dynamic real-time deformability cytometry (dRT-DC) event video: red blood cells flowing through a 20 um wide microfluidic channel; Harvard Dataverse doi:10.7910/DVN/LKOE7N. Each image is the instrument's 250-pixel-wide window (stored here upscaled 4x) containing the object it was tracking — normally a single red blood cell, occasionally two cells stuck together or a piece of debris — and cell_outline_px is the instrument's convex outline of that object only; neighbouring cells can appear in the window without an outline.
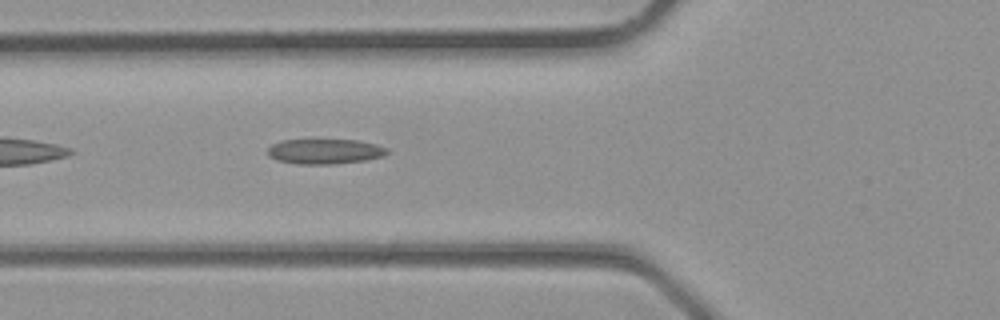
{"species": "common noctule bat (a hibernating species)", "species_latin": "Nyctalus noctula", "temperature_condition": "room temperature", "stored_images_in_passage": 22, "camera_frame_rate_fps": 3000, "um_per_image_px": 0.085, "animal": {"sex": "male", "body_mass_g": 23.1, "forearm_length_mm": 52.7}, "frame": {"image": 1, "passage_image": 2, "time_ms": 0.333, "image_size_px": [1000, 320], "cell_outline_px": [[388, 152], [384, 156], [368, 160], [336, 164], [296, 164], [276, 160], [268, 156], [268, 148], [272, 144], [280, 140], [356, 140], [376, 144], [388, 148]], "centroid_in_image_um": [27.61, 12.88], "position_along_channel_um": 98.2, "area_um2": 17.63}}
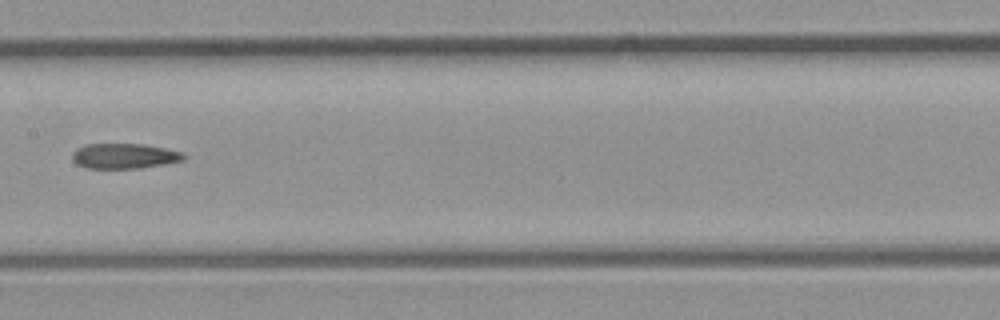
{"frame": {"image": 2, "passage_image": 7, "time_ms": 2.0, "image_size_px": [1000, 320], "cell_outline_px": [[188, 156], [184, 160], [164, 164], [140, 168], [88, 168], [76, 164], [72, 160], [72, 152], [76, 148], [84, 144], [144, 144], [184, 152]], "centroid_in_image_um": [10.57, 13.25], "position_along_channel_um": 196.8, "area_um2": 16.53}}
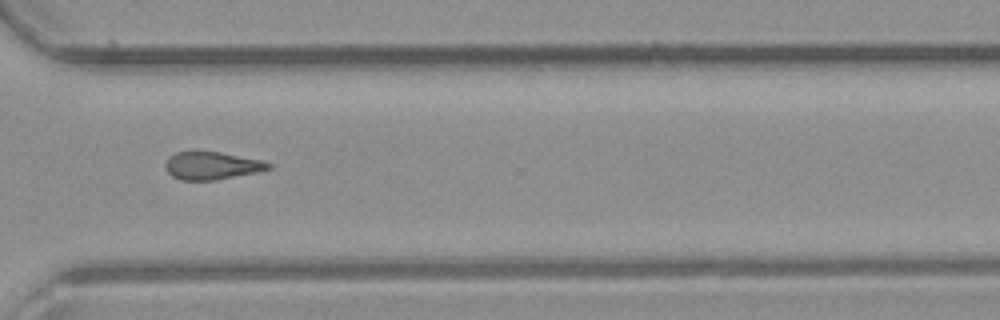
{"frame": {"image": 3, "passage_image": 15, "time_ms": 4.667, "image_size_px": [1000, 320], "cell_outline_px": [[272, 168], [256, 172], [216, 180], [180, 180], [172, 176], [168, 172], [164, 164], [168, 156], [176, 152], [192, 148], [196, 148], [220, 152], [260, 160], [272, 164]], "centroid_in_image_um": [17.92, 14.03], "position_along_channel_um": 352.7, "area_um2": 17.22}}